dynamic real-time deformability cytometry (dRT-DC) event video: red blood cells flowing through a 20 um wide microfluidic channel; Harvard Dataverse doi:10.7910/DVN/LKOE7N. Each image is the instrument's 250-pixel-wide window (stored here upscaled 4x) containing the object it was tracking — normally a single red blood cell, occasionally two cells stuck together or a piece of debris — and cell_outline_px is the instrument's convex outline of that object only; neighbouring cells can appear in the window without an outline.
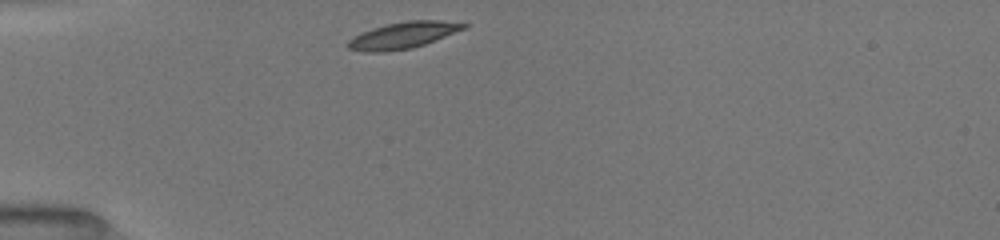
{"species": "common noctule bat (a hibernating species)", "species_latin": "Nyctalus noctula", "temperature_condition": "room temperature", "stored_images_in_passage": 35, "camera_frame_rate_fps": 3000, "um_per_image_px": 0.085, "animal": {"sex": "female", "body_mass_g": 19.5, "forearm_length_mm": 54.1}, "frame": {"image": 1, "passage_image": 1, "time_ms": 0.0, "image_size_px": [1000, 240], "cell_outline_px": [[468, 28], [424, 44], [412, 48], [384, 52], [364, 52], [348, 48], [344, 44], [352, 36], [360, 32], [384, 24], [408, 20], [440, 20], [468, 24]], "centroid_in_image_um": [34.21, 2.99], "position_along_channel_um": 50.8, "area_um2": 18.15}}
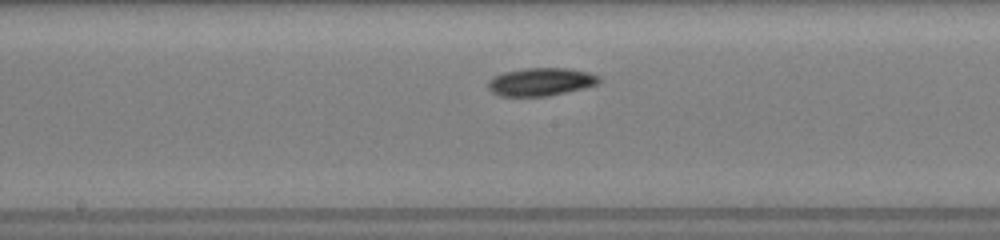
{"frame": {"image": 2, "passage_image": 14, "time_ms": 4.333, "image_size_px": [1000, 240], "cell_outline_px": [[600, 84], [584, 88], [548, 96], [500, 96], [492, 92], [488, 88], [488, 80], [504, 72], [528, 68], [564, 68], [588, 72], [600, 76]], "centroid_in_image_um": [45.99, 6.96], "position_along_channel_um": 202.2, "area_um2": 18.03}}
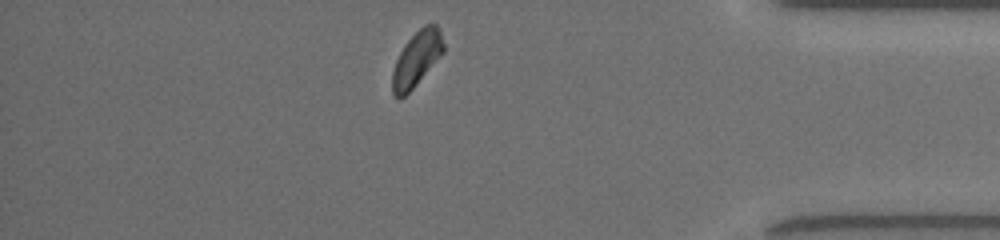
{"frame": {"image": 3, "passage_image": 31, "time_ms": 10.0, "image_size_px": [1000, 240], "cell_outline_px": [[444, 52], [416, 84], [400, 100], [396, 100], [392, 92], [392, 72], [396, 60], [404, 44], [424, 24], [436, 24], [440, 32], [444, 44]], "centroid_in_image_um": [35.4, 5.02], "position_along_channel_um": 399.8, "area_um2": 16.24}, "authors_computed_cell_mechanics": {"area_um2": 17.34, "velocity_mm_per_s": 3.9854, "shape_relaxation_time_tau1_ms": 2.3902, "shape_relaxation_time_tau2_ms": null, "deformation_change_tau1": 0.0864, "deformation_change_tau2": null}}